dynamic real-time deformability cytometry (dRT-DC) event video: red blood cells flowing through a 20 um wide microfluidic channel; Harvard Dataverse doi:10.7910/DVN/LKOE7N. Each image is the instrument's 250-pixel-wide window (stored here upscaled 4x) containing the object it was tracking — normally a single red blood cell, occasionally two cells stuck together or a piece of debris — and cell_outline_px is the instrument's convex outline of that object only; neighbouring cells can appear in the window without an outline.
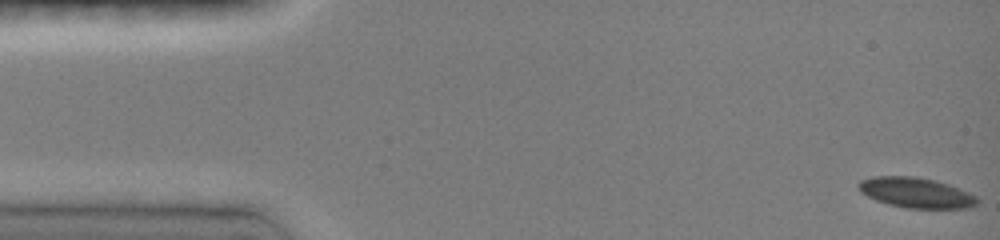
{"species": "common noctule bat (a hibernating species)", "species_latin": "Nyctalus noctula", "temperature_condition": "room temperature", "stored_images_in_passage": 18, "camera_frame_rate_fps": 3000, "um_per_image_px": 0.085, "animal": {"sex": "female", "body_mass_g": 19.0, "forearm_length_mm": 51.5}, "frame": {"image": 1, "passage_image": 1, "time_ms": 0.0, "image_size_px": [1000, 240], "cell_outline_px": [[980, 200], [976, 204], [968, 208], [904, 208], [888, 204], [876, 200], [860, 192], [856, 184], [860, 180], [872, 176], [916, 176], [936, 180], [948, 184], [968, 192], [976, 196]], "centroid_in_image_um": [77.83, 16.37], "position_along_channel_um": 7.2, "area_um2": 21.1}}